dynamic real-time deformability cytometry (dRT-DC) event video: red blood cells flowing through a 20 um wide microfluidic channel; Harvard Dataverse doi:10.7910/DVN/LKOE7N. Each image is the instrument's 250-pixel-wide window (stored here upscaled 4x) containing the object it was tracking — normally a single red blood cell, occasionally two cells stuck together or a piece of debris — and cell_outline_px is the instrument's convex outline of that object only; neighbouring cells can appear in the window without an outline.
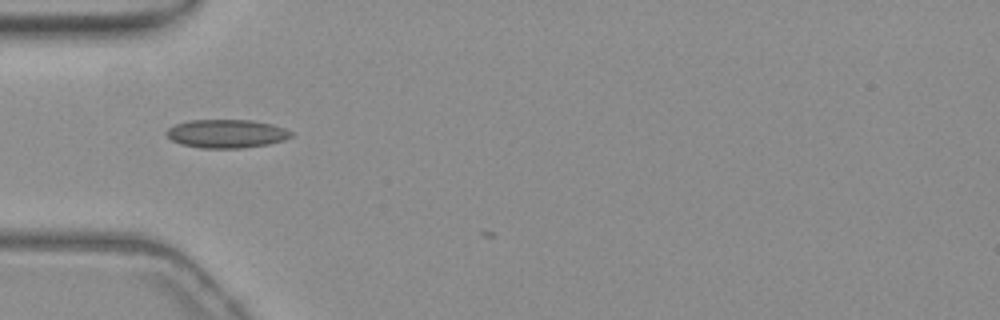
{"species": "common noctule bat (a hibernating species)", "species_latin": "Nyctalus noctula", "temperature_condition": "warm", "stored_images_in_passage": 3, "camera_frame_rate_fps": 3000, "um_per_image_px": 0.085, "animal": {"sex": "female", "body_mass_g": 19.3, "forearm_length_mm": 54.1}, "frame": {"image": 1, "passage_image": 2, "time_ms": 0.333, "image_size_px": [1000, 320], "cell_outline_px": [[292, 136], [284, 140], [268, 144], [240, 148], [200, 148], [180, 144], [172, 140], [164, 132], [168, 128], [176, 124], [188, 120], [252, 120], [272, 124], [284, 128], [292, 132]], "centroid_in_image_um": [19.24, 11.36], "position_along_channel_um": 65.8, "area_um2": 20.69}}